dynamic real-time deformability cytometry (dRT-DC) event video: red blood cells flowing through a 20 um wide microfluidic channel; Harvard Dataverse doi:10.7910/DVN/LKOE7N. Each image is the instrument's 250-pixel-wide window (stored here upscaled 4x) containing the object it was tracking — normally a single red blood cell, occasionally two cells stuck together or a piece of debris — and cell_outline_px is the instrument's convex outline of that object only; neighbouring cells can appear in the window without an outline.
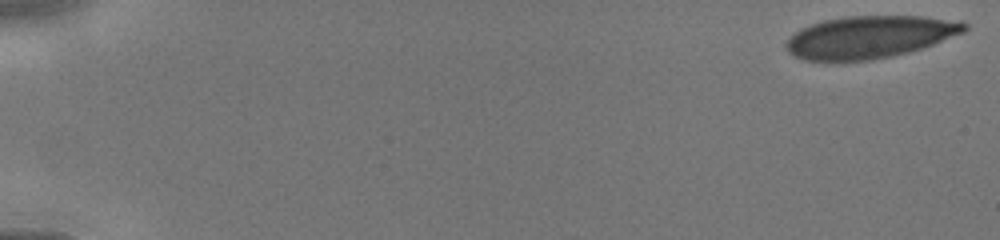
{"species": "human", "species_latin": "Homo sapiens", "temperature_condition": "cold", "stored_images_in_passage": 18, "camera_frame_rate_fps": 3000, "um_per_image_px": 0.085, "donor": {"sex": "male"}, "frame": {"image": 1, "passage_image": 1, "time_ms": 0.0, "image_size_px": [1000, 240], "cell_outline_px": [[968, 28], [964, 32], [932, 44], [908, 52], [892, 56], [872, 60], [804, 60], [788, 52], [788, 40], [800, 28], [824, 20], [848, 16], [924, 16], [960, 20], [968, 24]], "centroid_in_image_um": [73.98, 3.13], "position_along_channel_um": 11.0, "area_um2": 43.58}}
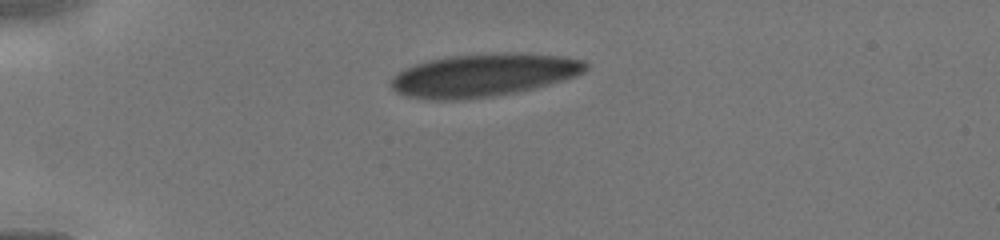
{"frame": {"image": 2, "passage_image": 13, "time_ms": 3.667, "image_size_px": [1000, 240], "cell_outline_px": [[588, 68], [584, 72], [576, 76], [564, 80], [516, 92], [492, 96], [460, 100], [428, 100], [408, 96], [396, 92], [388, 84], [404, 68], [428, 60], [452, 56], [560, 56], [584, 60], [588, 64]], "centroid_in_image_um": [41.04, 6.45], "position_along_channel_um": 44.0, "area_um2": 46.88}}